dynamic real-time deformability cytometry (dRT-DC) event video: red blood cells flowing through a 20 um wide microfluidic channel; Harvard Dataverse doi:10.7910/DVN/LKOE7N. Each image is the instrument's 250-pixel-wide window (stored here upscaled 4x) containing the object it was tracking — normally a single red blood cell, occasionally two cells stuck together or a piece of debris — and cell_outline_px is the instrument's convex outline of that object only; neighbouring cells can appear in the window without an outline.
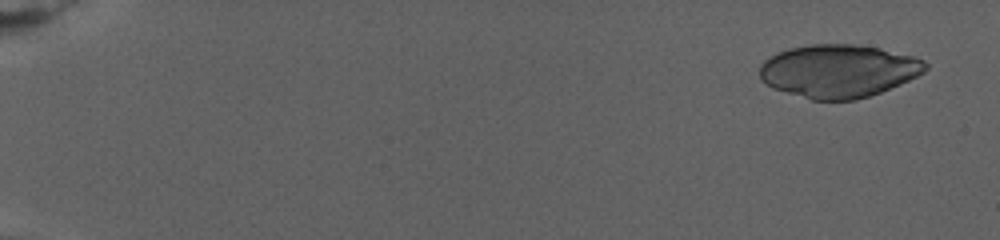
{"species": "human", "species_latin": "Homo sapiens", "temperature_condition": "warm", "stored_images_in_passage": 14, "camera_frame_rate_fps": 3000, "um_per_image_px": 0.085, "donor": {"sex": "female"}, "frame": {"image": 1, "passage_image": 7, "time_ms": 1.333, "image_size_px": [1000, 240], "cell_outline_px": [[928, 68], [924, 72], [900, 84], [880, 92], [856, 100], [812, 100], [772, 88], [760, 80], [760, 64], [764, 60], [776, 52], [788, 48], [812, 44], [856, 44], [880, 48], [916, 56], [924, 60], [928, 64]], "centroid_in_image_um": [71.26, 6.02], "position_along_channel_um": 13.7, "area_um2": 51.56}}